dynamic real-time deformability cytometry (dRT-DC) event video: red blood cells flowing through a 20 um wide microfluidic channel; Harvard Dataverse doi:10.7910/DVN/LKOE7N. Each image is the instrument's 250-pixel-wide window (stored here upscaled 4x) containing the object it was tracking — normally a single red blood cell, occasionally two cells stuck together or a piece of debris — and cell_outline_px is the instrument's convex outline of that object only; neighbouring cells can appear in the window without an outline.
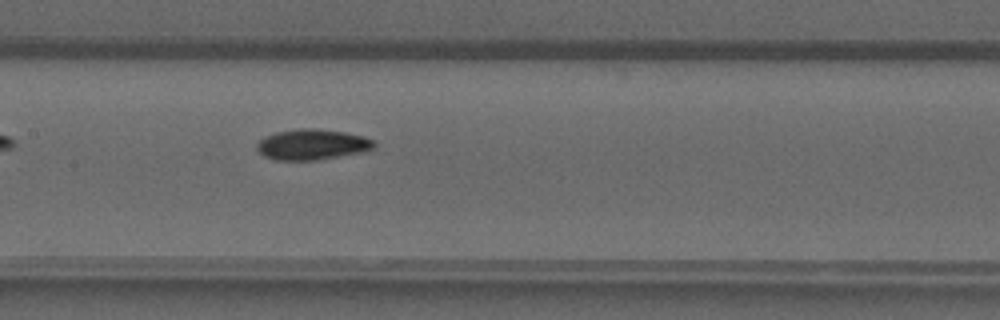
{"species": "common noctule bat (a hibernating species)", "species_latin": "Nyctalus noctula", "temperature_condition": "warm", "stored_images_in_passage": 7, "camera_frame_rate_fps": 3000, "um_per_image_px": 0.085, "animal": {"sex": "male", "forearm_length_mm": 52.5}, "frame": {"image": 1, "passage_image": 6, "time_ms": 7.0, "image_size_px": [1000, 320], "cell_outline_px": [[376, 148], [368, 152], [316, 160], [276, 160], [264, 156], [256, 148], [256, 144], [264, 136], [276, 132], [300, 128], [312, 128], [344, 132], [364, 136], [372, 140], [376, 144]], "centroid_in_image_um": [26.57, 12.29], "position_along_channel_um": 180.8, "area_um2": 21.15}}